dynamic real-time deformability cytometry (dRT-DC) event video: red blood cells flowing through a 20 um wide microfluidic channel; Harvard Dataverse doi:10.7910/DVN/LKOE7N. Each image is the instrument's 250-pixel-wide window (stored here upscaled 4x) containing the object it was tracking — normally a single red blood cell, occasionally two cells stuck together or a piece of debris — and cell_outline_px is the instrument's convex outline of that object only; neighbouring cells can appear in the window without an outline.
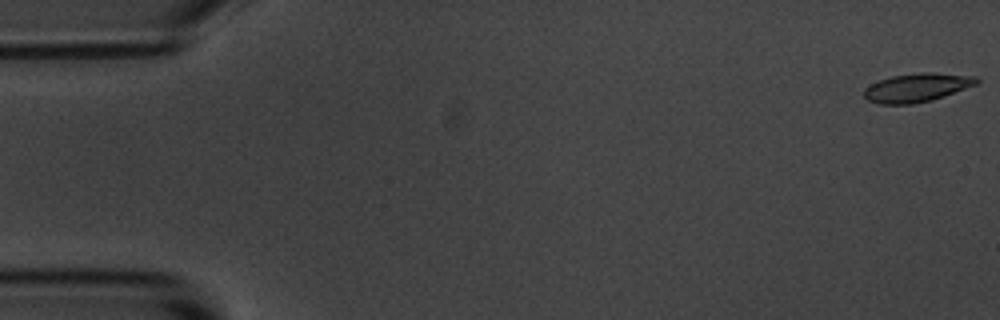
{"species": "common noctule bat (a hibernating species)", "species_latin": "Nyctalus noctula", "temperature_condition": "room temperature", "stored_images_in_passage": 55, "camera_frame_rate_fps": 3000, "um_per_image_px": 0.085, "animal": {"sex": "male", "body_mass_g": 20.1, "forearm_length_mm": 53.5}, "frame": {"image": 1, "passage_image": 1, "time_ms": 0.0, "image_size_px": [1000, 320], "cell_outline_px": [[980, 80], [976, 84], [944, 96], [932, 100], [912, 104], [880, 104], [868, 100], [864, 96], [864, 88], [880, 80], [892, 76], [920, 72], [932, 72], [976, 76]], "centroid_in_image_um": [77.94, 7.44], "position_along_channel_um": 7.1, "area_um2": 18.67}}
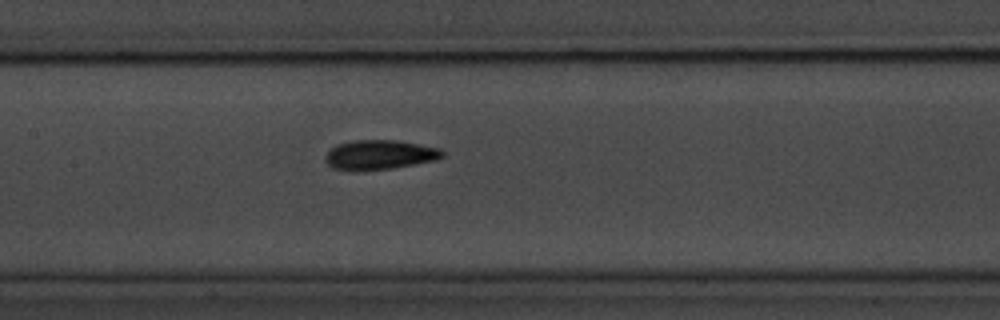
{"frame": {"image": 2, "passage_image": 26, "time_ms": 8.333, "image_size_px": [1000, 320], "cell_outline_px": [[444, 156], [436, 160], [416, 164], [392, 168], [356, 172], [332, 168], [324, 160], [324, 156], [336, 144], [352, 140], [396, 140], [440, 148], [444, 152]], "centroid_in_image_um": [32.24, 13.17], "position_along_channel_um": 175.2, "area_um2": 20.46}}
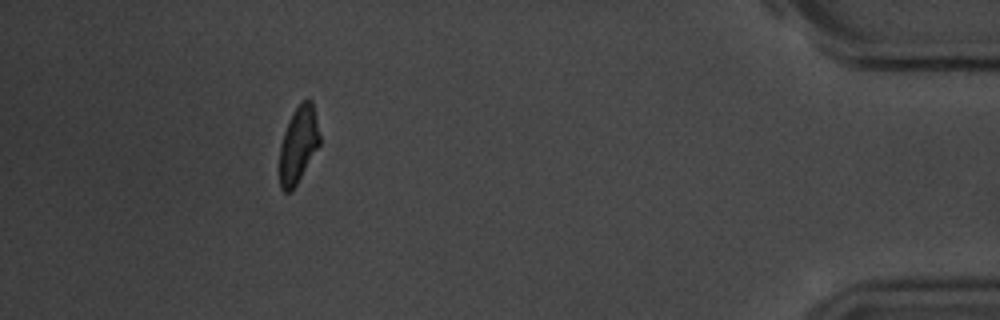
{"frame": {"image": 3, "passage_image": 50, "time_ms": 16.333, "image_size_px": [1000, 320], "cell_outline_px": [[320, 144], [292, 192], [284, 192], [280, 188], [280, 144], [288, 120], [300, 100], [312, 100], [320, 136]], "centroid_in_image_um": [25.35, 12.29], "position_along_channel_um": 409.8, "area_um2": 17.92}, "authors_computed_cell_mechanics": {"area_um2": 19.0162, "velocity_mm_per_s": 3.6598, "shape_relaxation_time_tau1_ms": 2.4333, "shape_relaxation_time_tau2_ms": 2.5687, "deformation_change_tau1": 0.1249, "deformation_change_tau2": 0.0875}}